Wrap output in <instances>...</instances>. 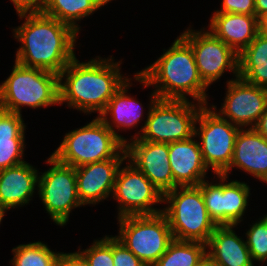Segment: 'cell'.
<instances>
[{
  "label": "cell",
  "instance_id": "cell-1",
  "mask_svg": "<svg viewBox=\"0 0 267 266\" xmlns=\"http://www.w3.org/2000/svg\"><path fill=\"white\" fill-rule=\"evenodd\" d=\"M21 25L12 28L17 48L15 62L60 74L76 57L78 33L69 25L44 13L18 15Z\"/></svg>",
  "mask_w": 267,
  "mask_h": 266
},
{
  "label": "cell",
  "instance_id": "cell-2",
  "mask_svg": "<svg viewBox=\"0 0 267 266\" xmlns=\"http://www.w3.org/2000/svg\"><path fill=\"white\" fill-rule=\"evenodd\" d=\"M110 57V58H109ZM96 56L87 62L75 57L58 75L59 105L88 115L101 113L111 97L130 78L121 74L122 60Z\"/></svg>",
  "mask_w": 267,
  "mask_h": 266
},
{
  "label": "cell",
  "instance_id": "cell-3",
  "mask_svg": "<svg viewBox=\"0 0 267 266\" xmlns=\"http://www.w3.org/2000/svg\"><path fill=\"white\" fill-rule=\"evenodd\" d=\"M154 63L134 73V81L154 87L159 99L208 105V86L200 78L191 46L179 35ZM189 96V98L187 97Z\"/></svg>",
  "mask_w": 267,
  "mask_h": 266
},
{
  "label": "cell",
  "instance_id": "cell-4",
  "mask_svg": "<svg viewBox=\"0 0 267 266\" xmlns=\"http://www.w3.org/2000/svg\"><path fill=\"white\" fill-rule=\"evenodd\" d=\"M146 120L140 131L128 141L140 140L156 143H172L194 136L200 103L191 100L159 99L154 90L150 94Z\"/></svg>",
  "mask_w": 267,
  "mask_h": 266
},
{
  "label": "cell",
  "instance_id": "cell-5",
  "mask_svg": "<svg viewBox=\"0 0 267 266\" xmlns=\"http://www.w3.org/2000/svg\"><path fill=\"white\" fill-rule=\"evenodd\" d=\"M59 106L58 74L40 68L25 67L14 62L12 71L0 84V109L22 113L32 109Z\"/></svg>",
  "mask_w": 267,
  "mask_h": 266
},
{
  "label": "cell",
  "instance_id": "cell-6",
  "mask_svg": "<svg viewBox=\"0 0 267 266\" xmlns=\"http://www.w3.org/2000/svg\"><path fill=\"white\" fill-rule=\"evenodd\" d=\"M51 155L74 168L108 159H127L125 144L99 116L66 133Z\"/></svg>",
  "mask_w": 267,
  "mask_h": 266
},
{
  "label": "cell",
  "instance_id": "cell-7",
  "mask_svg": "<svg viewBox=\"0 0 267 266\" xmlns=\"http://www.w3.org/2000/svg\"><path fill=\"white\" fill-rule=\"evenodd\" d=\"M163 209L173 238L207 244L216 228L198 186H177L164 194Z\"/></svg>",
  "mask_w": 267,
  "mask_h": 266
},
{
  "label": "cell",
  "instance_id": "cell-8",
  "mask_svg": "<svg viewBox=\"0 0 267 266\" xmlns=\"http://www.w3.org/2000/svg\"><path fill=\"white\" fill-rule=\"evenodd\" d=\"M117 219L119 232L114 237L147 266H153L174 240L163 212Z\"/></svg>",
  "mask_w": 267,
  "mask_h": 266
},
{
  "label": "cell",
  "instance_id": "cell-9",
  "mask_svg": "<svg viewBox=\"0 0 267 266\" xmlns=\"http://www.w3.org/2000/svg\"><path fill=\"white\" fill-rule=\"evenodd\" d=\"M240 129L222 118L211 106L203 105L200 108L194 135L198 139L203 161L212 173L222 174L230 166Z\"/></svg>",
  "mask_w": 267,
  "mask_h": 266
},
{
  "label": "cell",
  "instance_id": "cell-10",
  "mask_svg": "<svg viewBox=\"0 0 267 266\" xmlns=\"http://www.w3.org/2000/svg\"><path fill=\"white\" fill-rule=\"evenodd\" d=\"M46 163L51 167L39 172L37 194L49 218L56 225L64 227L72 210L83 206L77 195L76 171L51 154Z\"/></svg>",
  "mask_w": 267,
  "mask_h": 266
},
{
  "label": "cell",
  "instance_id": "cell-11",
  "mask_svg": "<svg viewBox=\"0 0 267 266\" xmlns=\"http://www.w3.org/2000/svg\"><path fill=\"white\" fill-rule=\"evenodd\" d=\"M111 198L118 202L117 218L163 212L154 205L162 204L164 195L127 159L118 170Z\"/></svg>",
  "mask_w": 267,
  "mask_h": 266
},
{
  "label": "cell",
  "instance_id": "cell-12",
  "mask_svg": "<svg viewBox=\"0 0 267 266\" xmlns=\"http://www.w3.org/2000/svg\"><path fill=\"white\" fill-rule=\"evenodd\" d=\"M189 26L180 36L191 46L203 82L210 87L227 71L237 78L238 54L205 27L197 31Z\"/></svg>",
  "mask_w": 267,
  "mask_h": 266
},
{
  "label": "cell",
  "instance_id": "cell-13",
  "mask_svg": "<svg viewBox=\"0 0 267 266\" xmlns=\"http://www.w3.org/2000/svg\"><path fill=\"white\" fill-rule=\"evenodd\" d=\"M214 176L216 183L204 180L198 185L209 217L216 225H239L249 206L250 186L244 181L228 182L223 174Z\"/></svg>",
  "mask_w": 267,
  "mask_h": 266
},
{
  "label": "cell",
  "instance_id": "cell-14",
  "mask_svg": "<svg viewBox=\"0 0 267 266\" xmlns=\"http://www.w3.org/2000/svg\"><path fill=\"white\" fill-rule=\"evenodd\" d=\"M225 83L227 91L221 107L209 105L235 126L254 128L267 107V88L248 83L240 77L229 78Z\"/></svg>",
  "mask_w": 267,
  "mask_h": 266
},
{
  "label": "cell",
  "instance_id": "cell-15",
  "mask_svg": "<svg viewBox=\"0 0 267 266\" xmlns=\"http://www.w3.org/2000/svg\"><path fill=\"white\" fill-rule=\"evenodd\" d=\"M127 160L140 170L164 195L178 185L174 182L169 162L168 143L139 138L125 144Z\"/></svg>",
  "mask_w": 267,
  "mask_h": 266
},
{
  "label": "cell",
  "instance_id": "cell-16",
  "mask_svg": "<svg viewBox=\"0 0 267 266\" xmlns=\"http://www.w3.org/2000/svg\"><path fill=\"white\" fill-rule=\"evenodd\" d=\"M126 159H108L75 168L77 195L83 205H96L112 196L116 176Z\"/></svg>",
  "mask_w": 267,
  "mask_h": 266
},
{
  "label": "cell",
  "instance_id": "cell-17",
  "mask_svg": "<svg viewBox=\"0 0 267 266\" xmlns=\"http://www.w3.org/2000/svg\"><path fill=\"white\" fill-rule=\"evenodd\" d=\"M233 168L251 174L259 182L267 184V139L254 128L240 129L232 161L222 174L229 177Z\"/></svg>",
  "mask_w": 267,
  "mask_h": 266
},
{
  "label": "cell",
  "instance_id": "cell-18",
  "mask_svg": "<svg viewBox=\"0 0 267 266\" xmlns=\"http://www.w3.org/2000/svg\"><path fill=\"white\" fill-rule=\"evenodd\" d=\"M169 162L174 182L178 186H198L207 180L205 165L195 135L189 139L168 143Z\"/></svg>",
  "mask_w": 267,
  "mask_h": 266
},
{
  "label": "cell",
  "instance_id": "cell-19",
  "mask_svg": "<svg viewBox=\"0 0 267 266\" xmlns=\"http://www.w3.org/2000/svg\"><path fill=\"white\" fill-rule=\"evenodd\" d=\"M38 183L39 171L26 161L0 170V204L8 210L29 204Z\"/></svg>",
  "mask_w": 267,
  "mask_h": 266
},
{
  "label": "cell",
  "instance_id": "cell-20",
  "mask_svg": "<svg viewBox=\"0 0 267 266\" xmlns=\"http://www.w3.org/2000/svg\"><path fill=\"white\" fill-rule=\"evenodd\" d=\"M131 81L132 78L127 80L111 97L106 108L97 115L124 144L128 142V138L118 133L120 129L126 132L127 129L138 127L144 121L145 114L142 103L128 93L133 86Z\"/></svg>",
  "mask_w": 267,
  "mask_h": 266
},
{
  "label": "cell",
  "instance_id": "cell-21",
  "mask_svg": "<svg viewBox=\"0 0 267 266\" xmlns=\"http://www.w3.org/2000/svg\"><path fill=\"white\" fill-rule=\"evenodd\" d=\"M208 30L238 55L256 38L258 17L240 13H213Z\"/></svg>",
  "mask_w": 267,
  "mask_h": 266
},
{
  "label": "cell",
  "instance_id": "cell-22",
  "mask_svg": "<svg viewBox=\"0 0 267 266\" xmlns=\"http://www.w3.org/2000/svg\"><path fill=\"white\" fill-rule=\"evenodd\" d=\"M237 225H217L207 245V258L218 266H254L245 239L236 234Z\"/></svg>",
  "mask_w": 267,
  "mask_h": 266
},
{
  "label": "cell",
  "instance_id": "cell-23",
  "mask_svg": "<svg viewBox=\"0 0 267 266\" xmlns=\"http://www.w3.org/2000/svg\"><path fill=\"white\" fill-rule=\"evenodd\" d=\"M26 127L22 114L0 109V170L25 162Z\"/></svg>",
  "mask_w": 267,
  "mask_h": 266
},
{
  "label": "cell",
  "instance_id": "cell-24",
  "mask_svg": "<svg viewBox=\"0 0 267 266\" xmlns=\"http://www.w3.org/2000/svg\"><path fill=\"white\" fill-rule=\"evenodd\" d=\"M238 77L267 88V34L259 32L238 55Z\"/></svg>",
  "mask_w": 267,
  "mask_h": 266
},
{
  "label": "cell",
  "instance_id": "cell-25",
  "mask_svg": "<svg viewBox=\"0 0 267 266\" xmlns=\"http://www.w3.org/2000/svg\"><path fill=\"white\" fill-rule=\"evenodd\" d=\"M106 4V0H48L43 13L69 25L79 33L82 28L78 22L93 15Z\"/></svg>",
  "mask_w": 267,
  "mask_h": 266
},
{
  "label": "cell",
  "instance_id": "cell-26",
  "mask_svg": "<svg viewBox=\"0 0 267 266\" xmlns=\"http://www.w3.org/2000/svg\"><path fill=\"white\" fill-rule=\"evenodd\" d=\"M206 258L205 243L174 239L153 266H200Z\"/></svg>",
  "mask_w": 267,
  "mask_h": 266
},
{
  "label": "cell",
  "instance_id": "cell-27",
  "mask_svg": "<svg viewBox=\"0 0 267 266\" xmlns=\"http://www.w3.org/2000/svg\"><path fill=\"white\" fill-rule=\"evenodd\" d=\"M61 252L52 251L41 241L20 244L12 248L10 266H57Z\"/></svg>",
  "mask_w": 267,
  "mask_h": 266
},
{
  "label": "cell",
  "instance_id": "cell-28",
  "mask_svg": "<svg viewBox=\"0 0 267 266\" xmlns=\"http://www.w3.org/2000/svg\"><path fill=\"white\" fill-rule=\"evenodd\" d=\"M245 237L252 261L259 264L267 263V214H263V217L250 224Z\"/></svg>",
  "mask_w": 267,
  "mask_h": 266
},
{
  "label": "cell",
  "instance_id": "cell-29",
  "mask_svg": "<svg viewBox=\"0 0 267 266\" xmlns=\"http://www.w3.org/2000/svg\"><path fill=\"white\" fill-rule=\"evenodd\" d=\"M99 239L94 240L92 245L85 250L78 247V251L86 258L90 266H114L113 236L105 235Z\"/></svg>",
  "mask_w": 267,
  "mask_h": 266
},
{
  "label": "cell",
  "instance_id": "cell-30",
  "mask_svg": "<svg viewBox=\"0 0 267 266\" xmlns=\"http://www.w3.org/2000/svg\"><path fill=\"white\" fill-rule=\"evenodd\" d=\"M114 266H147L113 235Z\"/></svg>",
  "mask_w": 267,
  "mask_h": 266
},
{
  "label": "cell",
  "instance_id": "cell-31",
  "mask_svg": "<svg viewBox=\"0 0 267 266\" xmlns=\"http://www.w3.org/2000/svg\"><path fill=\"white\" fill-rule=\"evenodd\" d=\"M221 9L212 13H240L256 15L255 0H222Z\"/></svg>",
  "mask_w": 267,
  "mask_h": 266
},
{
  "label": "cell",
  "instance_id": "cell-32",
  "mask_svg": "<svg viewBox=\"0 0 267 266\" xmlns=\"http://www.w3.org/2000/svg\"><path fill=\"white\" fill-rule=\"evenodd\" d=\"M17 15L43 13L48 0H10Z\"/></svg>",
  "mask_w": 267,
  "mask_h": 266
},
{
  "label": "cell",
  "instance_id": "cell-33",
  "mask_svg": "<svg viewBox=\"0 0 267 266\" xmlns=\"http://www.w3.org/2000/svg\"><path fill=\"white\" fill-rule=\"evenodd\" d=\"M57 266H90V264L79 251H76L71 253L61 252L57 260Z\"/></svg>",
  "mask_w": 267,
  "mask_h": 266
},
{
  "label": "cell",
  "instance_id": "cell-34",
  "mask_svg": "<svg viewBox=\"0 0 267 266\" xmlns=\"http://www.w3.org/2000/svg\"><path fill=\"white\" fill-rule=\"evenodd\" d=\"M254 129L260 133L265 139H267V107L259 118Z\"/></svg>",
  "mask_w": 267,
  "mask_h": 266
},
{
  "label": "cell",
  "instance_id": "cell-35",
  "mask_svg": "<svg viewBox=\"0 0 267 266\" xmlns=\"http://www.w3.org/2000/svg\"><path fill=\"white\" fill-rule=\"evenodd\" d=\"M258 31L267 34V11L258 17Z\"/></svg>",
  "mask_w": 267,
  "mask_h": 266
},
{
  "label": "cell",
  "instance_id": "cell-36",
  "mask_svg": "<svg viewBox=\"0 0 267 266\" xmlns=\"http://www.w3.org/2000/svg\"><path fill=\"white\" fill-rule=\"evenodd\" d=\"M256 16L259 17L262 13L267 11V0H255Z\"/></svg>",
  "mask_w": 267,
  "mask_h": 266
},
{
  "label": "cell",
  "instance_id": "cell-37",
  "mask_svg": "<svg viewBox=\"0 0 267 266\" xmlns=\"http://www.w3.org/2000/svg\"><path fill=\"white\" fill-rule=\"evenodd\" d=\"M6 211H8V209L0 204V224L6 214Z\"/></svg>",
  "mask_w": 267,
  "mask_h": 266
},
{
  "label": "cell",
  "instance_id": "cell-38",
  "mask_svg": "<svg viewBox=\"0 0 267 266\" xmlns=\"http://www.w3.org/2000/svg\"><path fill=\"white\" fill-rule=\"evenodd\" d=\"M200 266H218V265L212 263L208 258H206Z\"/></svg>",
  "mask_w": 267,
  "mask_h": 266
}]
</instances>
